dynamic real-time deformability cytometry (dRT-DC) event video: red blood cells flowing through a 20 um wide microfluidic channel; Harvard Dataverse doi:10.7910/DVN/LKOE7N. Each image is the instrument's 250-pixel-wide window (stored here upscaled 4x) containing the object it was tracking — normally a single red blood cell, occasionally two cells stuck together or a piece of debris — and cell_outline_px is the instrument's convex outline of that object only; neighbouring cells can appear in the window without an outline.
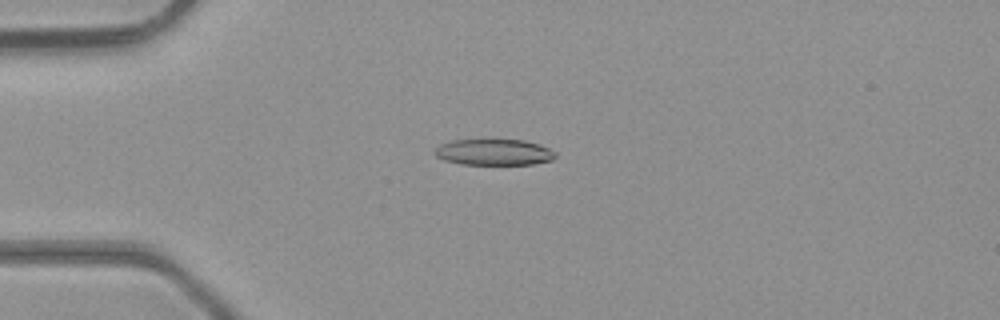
{"species": "common noctule bat (a hibernating species)", "species_latin": "Nyctalus noctula", "temperature_condition": "room temperature", "stored_images_in_passage": 35, "camera_frame_rate_fps": 3000, "um_per_image_px": 0.085, "animal": {"sex": "male", "body_mass_g": 23.1, "forearm_length_mm": 52.7}, "frame": {"image": 1, "passage_image": 7, "time_ms": 2.0, "image_size_px": [1000, 320], "cell_outline_px": [[556, 156], [552, 160], [532, 164], [460, 164], [444, 160], [436, 156], [432, 152], [440, 144], [452, 140], [496, 136], [524, 140], [540, 144], [556, 152]], "centroid_in_image_um": [41.96, 12.87], "position_along_channel_um": 43.0, "area_um2": 19.42}}
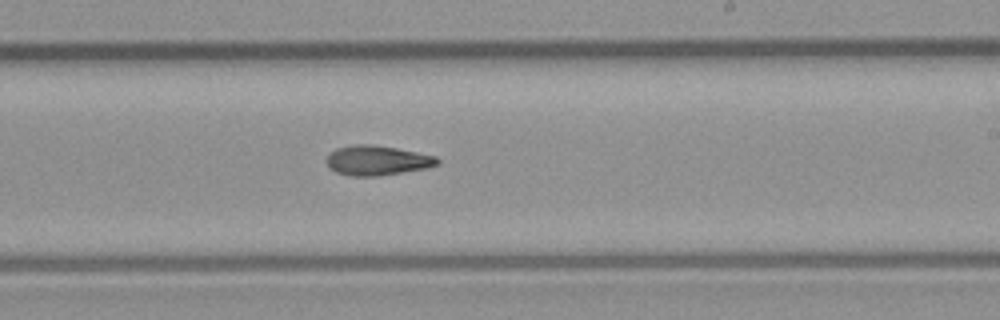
{"frame": {"image": 2, "passage_image": 23, "time_ms": 7.333, "image_size_px": [1000, 320], "cell_outline_px": [[440, 164], [428, 168], [376, 176], [348, 176], [336, 172], [328, 168], [324, 160], [328, 152], [336, 148], [356, 144], [372, 144], [396, 148], [436, 156], [440, 160]], "centroid_in_image_um": [32.0, 13.63], "position_along_channel_um": 257.0, "area_um2": 19.54}}
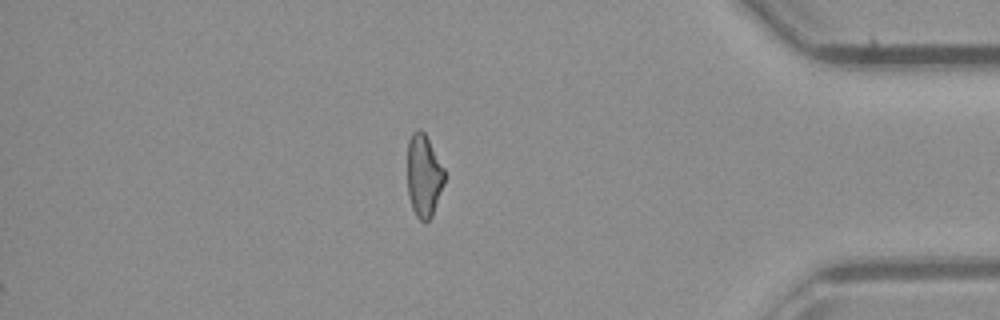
{"frame": {"image": 3, "passage_image": 35, "time_ms": 11.333, "image_size_px": [1000, 320], "cell_outline_px": [[444, 184], [432, 216], [424, 224], [416, 216], [412, 208], [408, 196], [408, 140], [412, 132], [416, 128], [420, 128], [424, 132], [444, 168]], "centroid_in_image_um": [36.01, 14.94], "position_along_channel_um": 399.2, "area_um2": 17.92}, "authors_computed_cell_mechanics": {"area_um2": 19.1318, "velocity_mm_per_s": 4.4597, "shape_relaxation_time_tau1_ms": null, "shape_relaxation_time_tau2_ms": 4.9052, "deformation_change_tau1": null, "deformation_change_tau2": 0.1539}}